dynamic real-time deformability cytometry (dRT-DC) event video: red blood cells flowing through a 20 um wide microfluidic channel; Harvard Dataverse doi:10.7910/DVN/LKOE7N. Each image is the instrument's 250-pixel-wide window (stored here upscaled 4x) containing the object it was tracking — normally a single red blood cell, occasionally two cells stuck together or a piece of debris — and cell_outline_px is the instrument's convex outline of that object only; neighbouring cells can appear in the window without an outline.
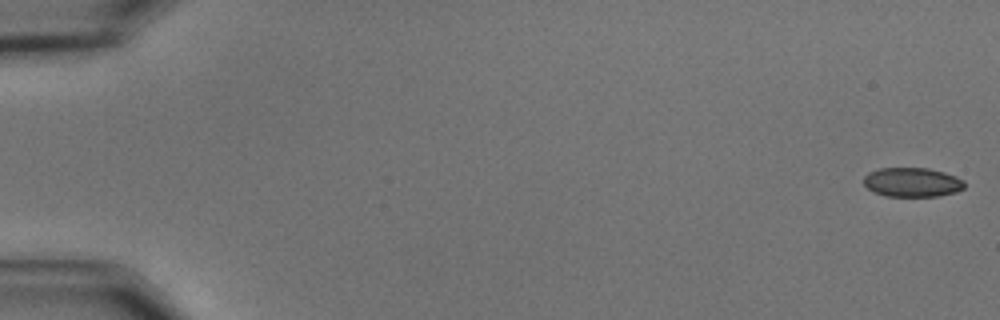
{"species": "common noctule bat (a hibernating species)", "species_latin": "Nyctalus noctula", "temperature_condition": "cold", "stored_images_in_passage": 11, "camera_frame_rate_fps": 3000, "um_per_image_px": 0.085, "animal": {"sex": "male", "body_mass_g": 15.6}, "frame": {"image": 1, "passage_image": 1, "time_ms": 0.0, "image_size_px": [1000, 320], "cell_outline_px": [[964, 188], [956, 192], [940, 196], [884, 196], [868, 188], [864, 184], [864, 176], [868, 172], [880, 168], [928, 168], [944, 172], [956, 176], [964, 180]], "centroid_in_image_um": [77.55, 15.49], "position_along_channel_um": 7.4, "area_um2": 17.22}}